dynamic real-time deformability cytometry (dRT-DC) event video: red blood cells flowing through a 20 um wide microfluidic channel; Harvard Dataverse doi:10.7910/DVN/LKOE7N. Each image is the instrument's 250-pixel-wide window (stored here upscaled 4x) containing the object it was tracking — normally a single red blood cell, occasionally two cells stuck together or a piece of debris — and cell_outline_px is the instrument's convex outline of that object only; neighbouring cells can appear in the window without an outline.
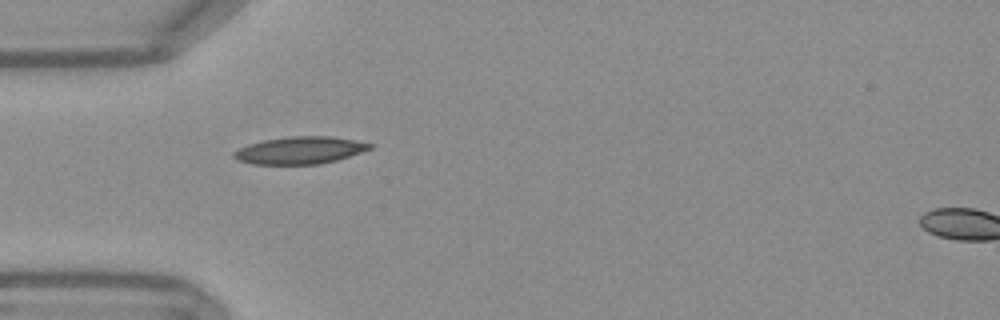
{"species": "Egyptian fruit bat (a non-hibernating species)", "species_latin": "Rousettus aegyptiacus", "temperature_condition": "warm", "stored_images_in_passage": 38, "camera_frame_rate_fps": 3000, "um_per_image_px": 0.085, "frame": {"image": 1, "passage_image": 1, "time_ms": 0.0, "image_size_px": [1000, 320], "cell_outline_px": [[376, 144], [372, 148], [336, 160], [320, 164], [252, 164], [236, 160], [232, 156], [232, 152], [248, 144], [264, 140], [292, 136], [332, 136]], "centroid_in_image_um": [25.48, 12.77], "position_along_channel_um": 59.5, "area_um2": 21.62}}
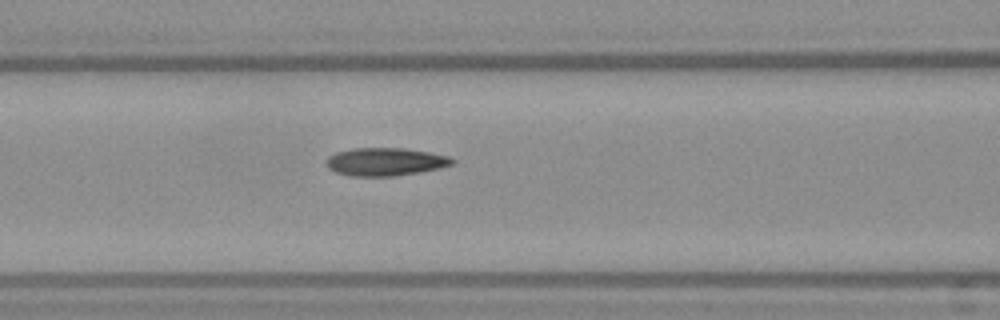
{"frame": {"image": 2, "passage_image": 7, "time_ms": 2.0, "image_size_px": [1000, 320], "cell_outline_px": [[456, 160], [452, 164], [420, 172], [392, 176], [348, 176], [336, 172], [328, 168], [328, 156], [336, 152], [352, 148], [404, 148], [428, 152], [448, 156]], "centroid_in_image_um": [32.73, 13.74], "position_along_channel_um": 133.9, "area_um2": 20.35}}
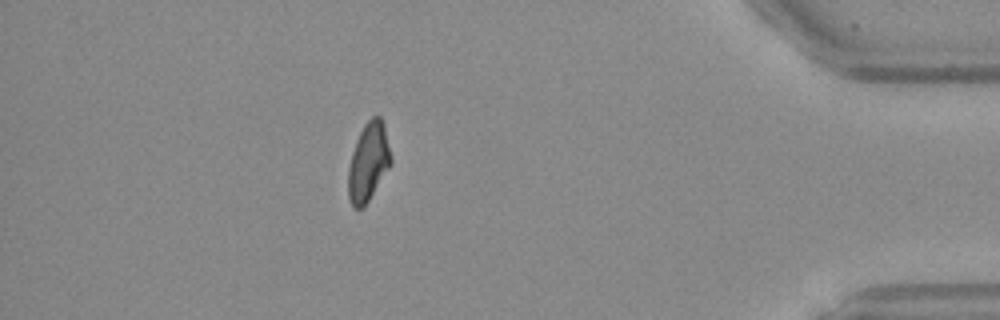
{"frame": {"image": 3, "passage_image": 32, "time_ms": 10.333, "image_size_px": [1000, 320], "cell_outline_px": [[392, 164], [368, 200], [360, 208], [356, 208], [352, 204], [348, 196], [348, 168], [352, 152], [356, 140], [364, 124], [372, 116], [380, 116], [384, 124], [392, 160]], "centroid_in_image_um": [31.32, 13.73], "position_along_channel_um": 403.9, "area_um2": 19.31}, "authors_computed_cell_mechanics": {"area_um2": 20.0277, "velocity_mm_per_s": 3.8098, "shape_relaxation_time_tau1_ms": 5.444, "shape_relaxation_time_tau2_ms": 2.5544, "deformation_change_tau1": 0.186, "deformation_change_tau2": 0.1012}}